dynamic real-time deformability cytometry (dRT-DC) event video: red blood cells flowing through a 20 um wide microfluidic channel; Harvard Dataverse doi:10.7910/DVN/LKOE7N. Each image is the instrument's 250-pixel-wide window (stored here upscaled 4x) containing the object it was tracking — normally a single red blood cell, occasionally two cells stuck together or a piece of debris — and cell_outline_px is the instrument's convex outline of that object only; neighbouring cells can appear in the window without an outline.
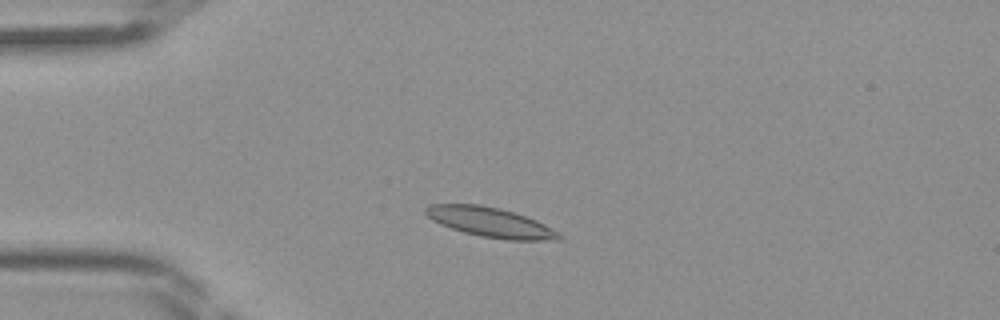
{"species": "Egyptian fruit bat (a non-hibernating species)", "species_latin": "Rousettus aegyptiacus", "temperature_condition": "room temperature", "stored_images_in_passage": 39, "camera_frame_rate_fps": 3000, "um_per_image_px": 0.085, "frame": {"image": 1, "passage_image": 6, "time_ms": 1.667, "image_size_px": [1000, 320], "cell_outline_px": [[564, 240], [508, 240], [480, 236], [464, 232], [440, 224], [432, 220], [424, 212], [424, 208], [428, 204], [480, 204], [500, 208], [536, 220], [560, 232], [564, 236]], "centroid_in_image_um": [41.71, 18.9], "position_along_channel_um": 43.3, "area_um2": 23.18}}
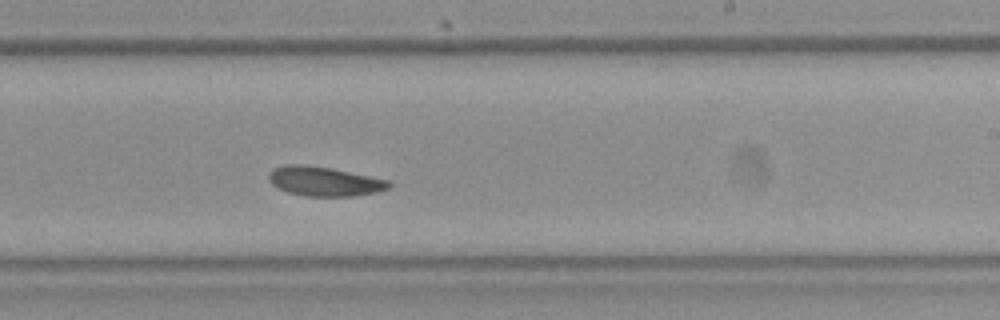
{"frame": {"image": 2, "passage_image": 22, "time_ms": 7.0, "image_size_px": [1000, 320], "cell_outline_px": [[392, 184], [388, 188], [376, 192], [352, 196], [304, 196], [288, 192], [276, 188], [268, 180], [268, 172], [272, 168], [284, 164], [304, 164], [332, 168], [388, 180]], "centroid_in_image_um": [27.49, 15.4], "position_along_channel_um": 261.5, "area_um2": 20.75}}
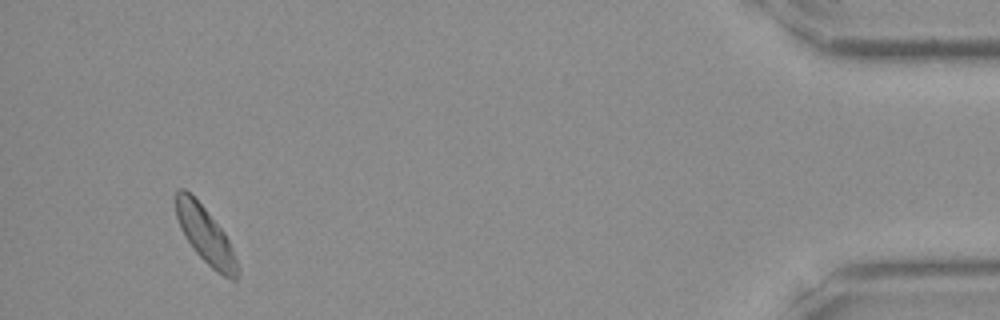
{"frame": {"image": 3, "passage_image": 37, "time_ms": 12.0, "image_size_px": [1000, 320], "cell_outline_px": [[240, 276], [236, 280], [232, 280], [216, 272], [196, 252], [180, 228], [176, 216], [176, 188], [184, 188], [204, 208], [224, 232], [232, 248], [240, 272]], "centroid_in_image_um": [17.48, 20.02], "position_along_channel_um": 417.7, "area_um2": 19.88}}